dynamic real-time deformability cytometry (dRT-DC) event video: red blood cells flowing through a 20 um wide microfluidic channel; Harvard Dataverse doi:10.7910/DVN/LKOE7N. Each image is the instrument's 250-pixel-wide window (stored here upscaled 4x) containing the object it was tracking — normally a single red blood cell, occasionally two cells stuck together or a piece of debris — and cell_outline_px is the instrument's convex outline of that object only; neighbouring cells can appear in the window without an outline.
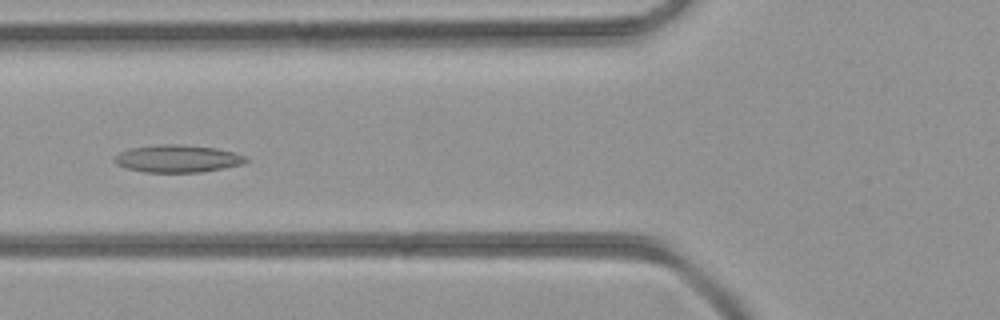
{"species": "common noctule bat (a hibernating species)", "species_latin": "Nyctalus noctula", "temperature_condition": "room temperature", "stored_images_in_passage": 44, "camera_frame_rate_fps": 3000, "um_per_image_px": 0.085, "animal": {"sex": "female", "body_mass_g": 21.9}, "frame": {"image": 1, "passage_image": 17, "time_ms": 5.333, "image_size_px": [1000, 320], "cell_outline_px": [[248, 160], [244, 164], [224, 168], [200, 172], [144, 172], [128, 168], [116, 164], [112, 160], [120, 152], [128, 148], [156, 144], [180, 144], [216, 148], [248, 156]], "centroid_in_image_um": [15.1, 13.47], "position_along_channel_um": 110.7, "area_um2": 21.15}}
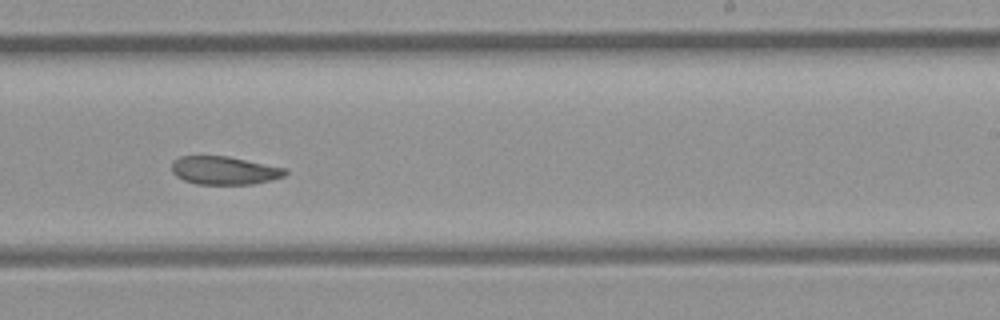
{"frame": {"image": 2, "passage_image": 27, "time_ms": 8.667, "image_size_px": [1000, 320], "cell_outline_px": [[288, 172], [284, 176], [252, 184], [196, 184], [184, 180], [176, 176], [172, 172], [172, 160], [180, 156], [228, 156], [288, 168]], "centroid_in_image_um": [19.06, 14.48], "position_along_channel_um": 269.9, "area_um2": 18.73}}
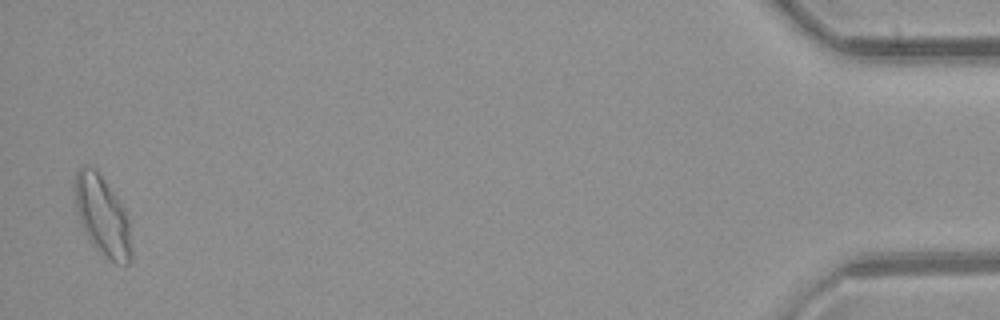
{"frame": {"image": 3, "passage_image": 43, "time_ms": 14.0, "image_size_px": [1000, 320], "cell_outline_px": [[132, 260], [128, 264], [116, 264], [104, 256], [96, 248], [80, 224], [76, 204], [76, 172], [80, 168], [88, 164], [96, 168], [120, 204], [128, 220], [132, 252]], "centroid_in_image_um": [8.72, 18.39], "position_along_channel_um": 426.5, "area_um2": 25.61}}